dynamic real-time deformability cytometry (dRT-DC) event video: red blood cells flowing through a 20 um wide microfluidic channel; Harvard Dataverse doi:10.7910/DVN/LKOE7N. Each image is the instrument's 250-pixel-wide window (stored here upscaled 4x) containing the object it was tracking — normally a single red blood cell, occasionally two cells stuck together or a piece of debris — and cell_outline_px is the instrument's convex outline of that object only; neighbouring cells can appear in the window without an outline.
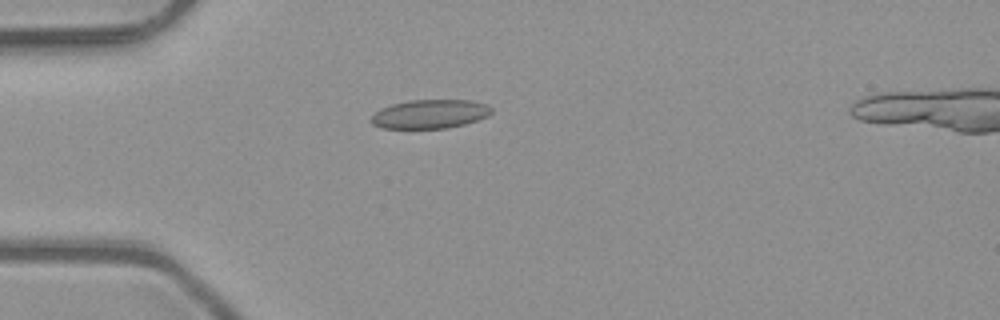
{"species": "common noctule bat (a hibernating species)", "species_latin": "Nyctalus noctula", "temperature_condition": "room temperature", "stored_images_in_passage": 4, "camera_frame_rate_fps": 3000, "um_per_image_px": 0.085, "animal": {"sex": "male", "body_mass_g": 23.1, "forearm_length_mm": 52.7}, "frame": {"image": 1, "passage_image": 4, "time_ms": 1.0, "image_size_px": [1000, 320], "cell_outline_px": [[492, 112], [488, 116], [464, 124], [448, 128], [380, 128], [372, 124], [372, 116], [380, 108], [392, 104], [408, 100], [472, 100], [488, 104], [492, 108]], "centroid_in_image_um": [36.56, 9.68], "position_along_channel_um": 48.4, "area_um2": 20.29}}